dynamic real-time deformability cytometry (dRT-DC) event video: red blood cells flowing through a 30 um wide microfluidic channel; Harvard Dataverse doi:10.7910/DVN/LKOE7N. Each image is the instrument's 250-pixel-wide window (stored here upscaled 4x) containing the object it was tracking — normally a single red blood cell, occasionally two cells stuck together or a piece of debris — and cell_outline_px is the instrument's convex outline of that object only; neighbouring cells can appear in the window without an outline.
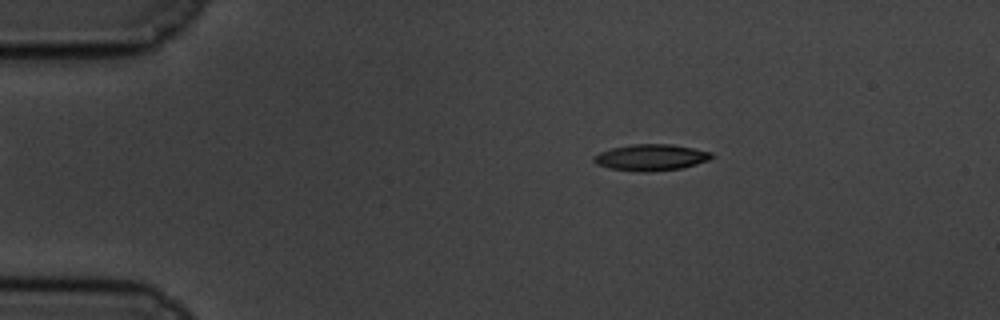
{"species": "common noctule bat (a hibernating species)", "species_latin": "Nyctalus noctula", "temperature_condition": "cold", "stored_images_in_passage": 57, "camera_frame_rate_fps": 3000, "um_per_image_px": 0.085, "animal": {"sex": "male", "body_mass_g": 19.5, "forearm_length_mm": 54.6}, "frame": {"image": 1, "passage_image": 9, "time_ms": 2.667, "image_size_px": [1000, 320], "cell_outline_px": [[716, 156], [708, 160], [696, 164], [680, 168], [648, 172], [640, 172], [608, 168], [596, 164], [592, 160], [592, 156], [600, 152], [612, 148], [632, 144], [672, 144], [712, 152]], "centroid_in_image_um": [55.31, 13.38], "position_along_channel_um": 29.7, "area_um2": 18.15}}
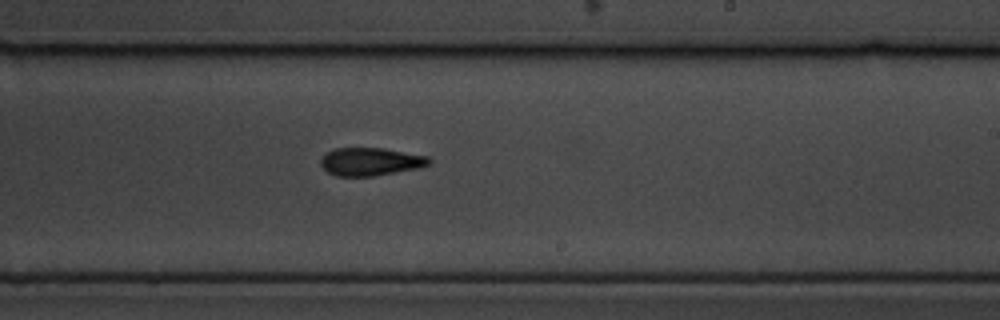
{"frame": {"image": 2, "passage_image": 34, "time_ms": 11.0, "image_size_px": [1000, 320], "cell_outline_px": [[432, 164], [420, 168], [372, 176], [336, 176], [328, 172], [320, 164], [320, 160], [328, 152], [336, 148], [384, 148], [428, 156], [432, 160]], "centroid_in_image_um": [31.54, 13.74], "position_along_channel_um": 257.5, "area_um2": 17.69}}
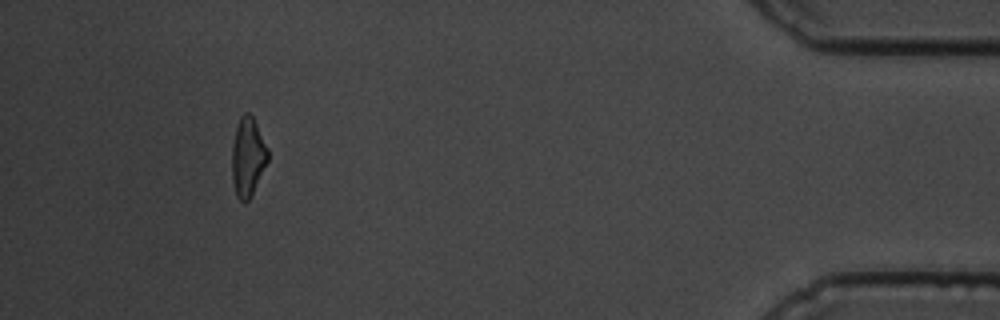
{"frame": {"image": 3, "passage_image": 53, "time_ms": 17.333, "image_size_px": [1000, 320], "cell_outline_px": [[268, 160], [248, 200], [244, 204], [236, 196], [232, 180], [232, 144], [236, 124], [240, 116], [244, 112], [248, 112], [252, 116], [268, 148]], "centroid_in_image_um": [21.04, 13.31], "position_along_channel_um": 414.2, "area_um2": 16.42}, "authors_computed_cell_mechanics": {"area_um2": 17.8024, "velocity_mm_per_s": 3.4141, "shape_relaxation_time_tau1_ms": 6.3162, "shape_relaxation_time_tau2_ms": 4.4461, "deformation_change_tau1": 0.1633, "deformation_change_tau2": 0.1314}}